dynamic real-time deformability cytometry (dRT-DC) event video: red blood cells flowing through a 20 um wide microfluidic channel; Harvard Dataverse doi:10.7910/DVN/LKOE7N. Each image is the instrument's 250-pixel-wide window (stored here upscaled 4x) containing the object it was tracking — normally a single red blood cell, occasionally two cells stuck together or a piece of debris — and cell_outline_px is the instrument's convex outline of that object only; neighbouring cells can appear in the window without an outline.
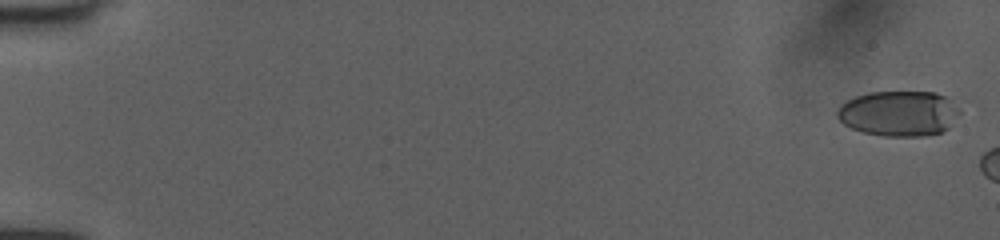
{"species": "human", "species_latin": "Homo sapiens", "temperature_condition": "room temperature", "stored_images_in_passage": 50, "camera_frame_rate_fps": 3000, "um_per_image_px": 0.085, "donor": {"sex": "female"}, "frame": {"image": 1, "passage_image": 2, "time_ms": 0.333, "image_size_px": [1000, 240], "cell_outline_px": [[960, 112], [948, 128], [940, 132], [924, 136], [880, 136], [864, 132], [852, 128], [844, 124], [836, 116], [836, 112], [840, 104], [856, 96], [868, 92], [936, 92], [948, 96], [960, 108]], "centroid_in_image_um": [76.41, 9.63], "position_along_channel_um": 8.6, "area_um2": 32.6}}
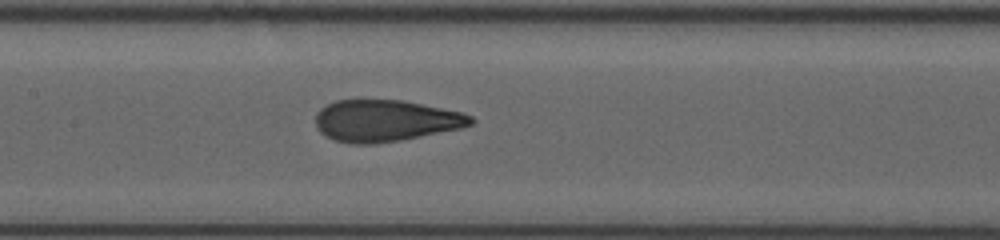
{"frame": {"image": 2, "passage_image": 28, "time_ms": 9.0, "image_size_px": [1000, 240], "cell_outline_px": [[476, 120], [472, 124], [460, 128], [400, 140], [372, 144], [352, 144], [336, 140], [320, 132], [316, 128], [316, 112], [320, 108], [336, 100], [404, 100], [460, 112], [472, 116]], "centroid_in_image_um": [32.75, 10.25], "position_along_channel_um": 174.7, "area_um2": 37.45}}
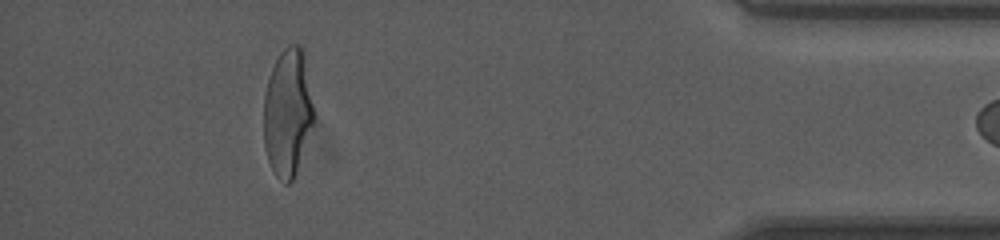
{"frame": {"image": 3, "passage_image": 49, "time_ms": 16.0, "image_size_px": [1000, 240], "cell_outline_px": [[316, 116], [296, 172], [292, 180], [288, 184], [284, 184], [276, 176], [268, 160], [264, 148], [264, 96], [268, 80], [272, 68], [280, 52], [288, 44], [300, 44], [304, 48]], "centroid_in_image_um": [24.48, 9.53], "position_along_channel_um": 410.7, "area_um2": 37.86}}